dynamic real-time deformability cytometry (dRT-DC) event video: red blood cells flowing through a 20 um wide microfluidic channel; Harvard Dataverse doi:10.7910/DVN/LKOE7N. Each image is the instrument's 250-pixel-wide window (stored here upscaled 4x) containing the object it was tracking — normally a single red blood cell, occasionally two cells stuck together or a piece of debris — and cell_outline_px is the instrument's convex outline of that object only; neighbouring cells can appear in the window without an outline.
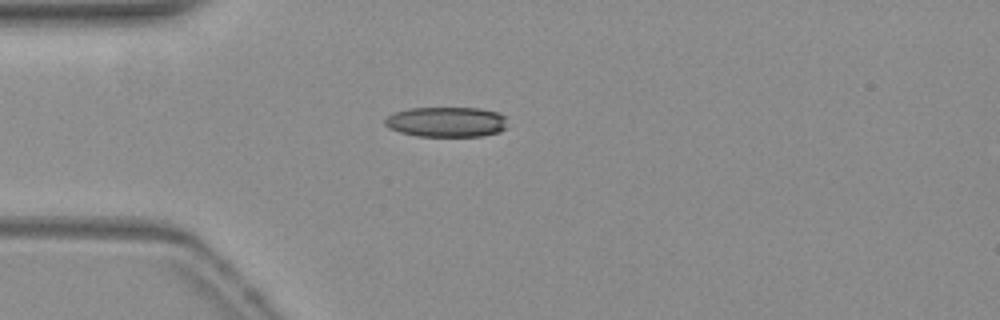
{"species": "common noctule bat (a hibernating species)", "species_latin": "Nyctalus noctula", "temperature_condition": "warm", "stored_images_in_passage": 37, "camera_frame_rate_fps": 3000, "um_per_image_px": 0.085, "animal": {"sex": "female", "body_mass_g": 19.3, "forearm_length_mm": 54.1}, "frame": {"image": 1, "passage_image": 1, "time_ms": 0.0, "image_size_px": [1000, 320], "cell_outline_px": [[504, 128], [500, 132], [480, 136], [416, 136], [400, 132], [388, 128], [384, 124], [384, 120], [392, 112], [408, 108], [480, 108], [500, 112], [504, 116]], "centroid_in_image_um": [37.9, 10.36], "position_along_channel_um": 47.1, "area_um2": 21.62}}
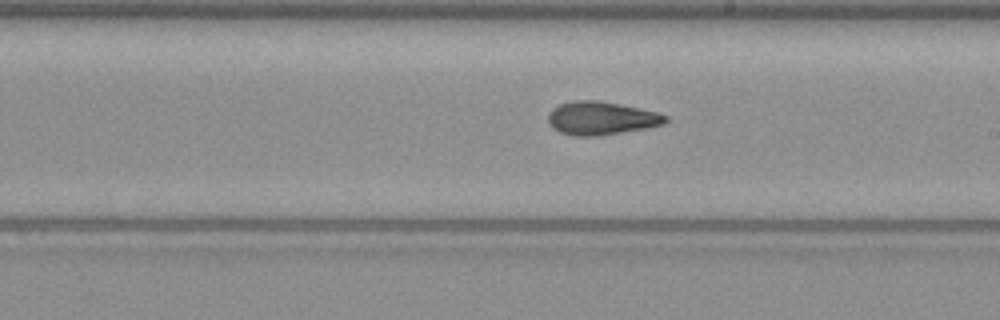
{"frame": {"image": 2, "passage_image": 17, "time_ms": 5.333, "image_size_px": [1000, 320], "cell_outline_px": [[668, 120], [664, 124], [644, 128], [596, 136], [572, 136], [560, 132], [552, 128], [548, 120], [548, 112], [552, 108], [560, 104], [572, 100], [596, 100], [620, 104], [656, 112], [668, 116]], "centroid_in_image_um": [51.06, 10.04], "position_along_channel_um": 237.9, "area_um2": 22.66}}
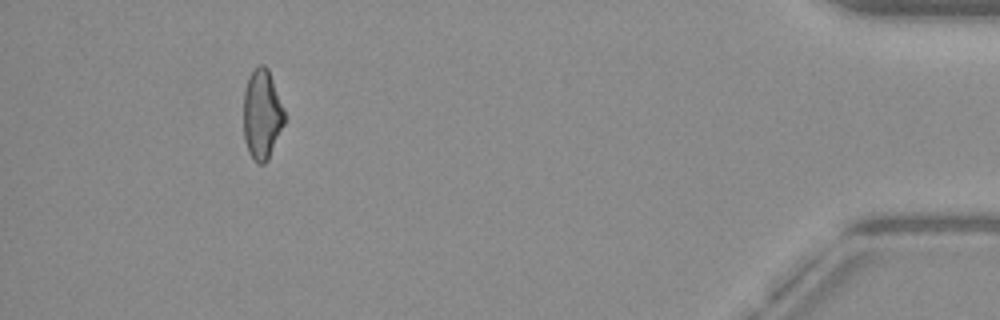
{"frame": {"image": 3, "passage_image": 36, "time_ms": 11.667, "image_size_px": [1000, 320], "cell_outline_px": [[288, 116], [268, 160], [264, 164], [256, 164], [252, 160], [248, 152], [244, 140], [244, 92], [248, 76], [252, 68], [260, 64], [264, 64], [268, 68]], "centroid_in_image_um": [22.29, 9.72], "position_along_channel_um": 412.9, "area_um2": 22.14}}